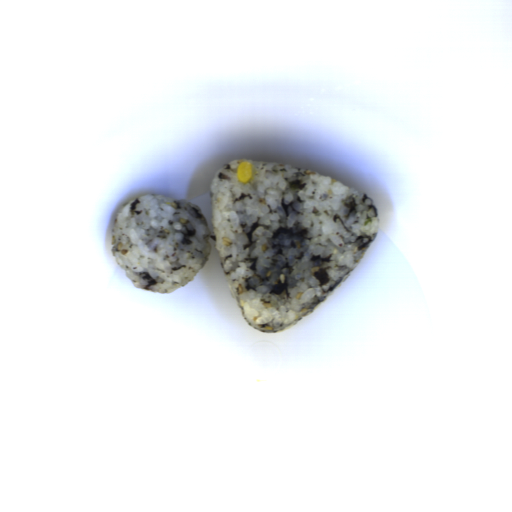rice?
I'll list each match as a JSON object with an SVG mask.
<instances>
[{"instance_id":"023b6e5f","label":"rice","mask_w":512,"mask_h":512,"mask_svg":"<svg viewBox=\"0 0 512 512\" xmlns=\"http://www.w3.org/2000/svg\"><path fill=\"white\" fill-rule=\"evenodd\" d=\"M110 246L133 287L168 294L191 281L212 252L202 208L171 195L138 196L122 205Z\"/></svg>"},{"instance_id":"652b925c","label":"rice","mask_w":512,"mask_h":512,"mask_svg":"<svg viewBox=\"0 0 512 512\" xmlns=\"http://www.w3.org/2000/svg\"><path fill=\"white\" fill-rule=\"evenodd\" d=\"M252 165L248 182L237 167ZM211 236L227 288L247 324L277 333L308 318L375 242L368 196L299 167L236 159L210 186Z\"/></svg>"}]
</instances>
